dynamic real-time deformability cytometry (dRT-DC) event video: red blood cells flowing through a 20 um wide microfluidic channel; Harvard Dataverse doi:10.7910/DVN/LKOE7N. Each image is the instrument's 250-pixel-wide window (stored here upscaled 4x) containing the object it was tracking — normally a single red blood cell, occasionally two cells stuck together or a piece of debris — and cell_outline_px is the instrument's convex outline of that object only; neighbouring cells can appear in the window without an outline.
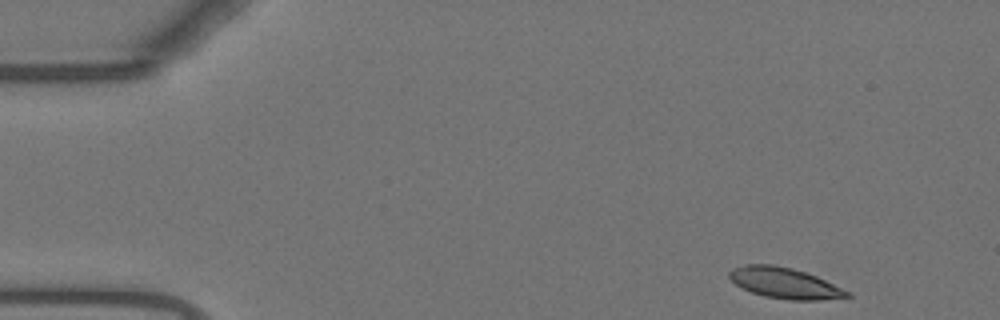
{"species": "Egyptian fruit bat (a non-hibernating species)", "species_latin": "Rousettus aegyptiacus", "temperature_condition": "warm", "stored_images_in_passage": 50, "camera_frame_rate_fps": 3000, "um_per_image_px": 0.085, "animal": {"sex": "female"}, "frame": {"image": 1, "passage_image": 1, "time_ms": 0.0, "image_size_px": [1000, 320], "cell_outline_px": [[852, 296], [820, 300], [788, 300], [764, 296], [752, 292], [736, 284], [728, 276], [728, 272], [732, 268], [744, 264], [772, 264], [792, 268], [816, 276], [848, 292]], "centroid_in_image_um": [66.64, 24.05], "position_along_channel_um": 18.4, "area_um2": 20.87}}
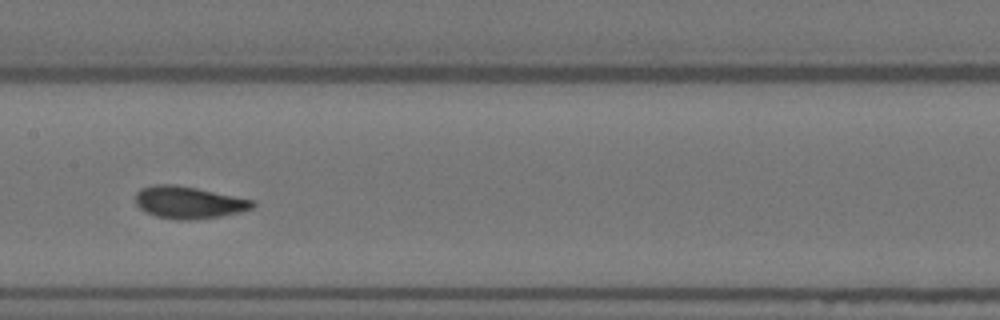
{"frame": {"image": 2, "passage_image": 23, "time_ms": 7.333, "image_size_px": [1000, 320], "cell_outline_px": [[256, 204], [252, 208], [240, 212], [220, 216], [192, 220], [176, 220], [156, 216], [140, 208], [136, 204], [136, 192], [140, 188], [152, 184], [176, 184], [256, 200]], "centroid_in_image_um": [16.04, 17.2], "position_along_channel_um": 191.4, "area_um2": 22.08}}
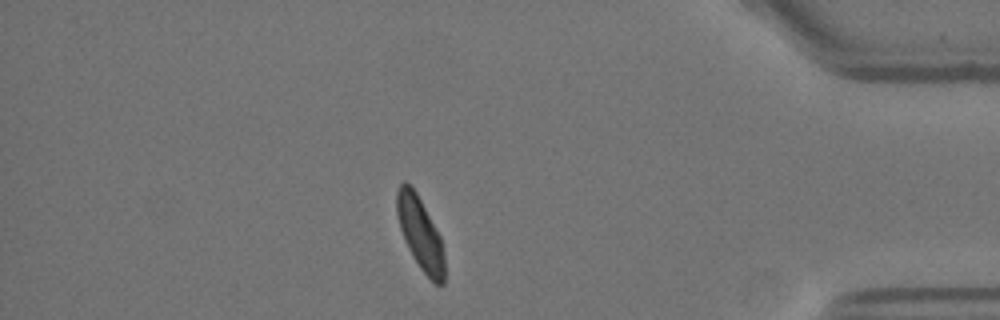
{"frame": {"image": 3, "passage_image": 43, "time_ms": 14.0, "image_size_px": [1000, 320], "cell_outline_px": [[444, 284], [436, 284], [420, 268], [412, 256], [404, 240], [396, 216], [396, 192], [400, 184], [404, 180], [416, 192], [440, 236], [444, 256]], "centroid_in_image_um": [35.69, 19.83], "position_along_channel_um": 399.5, "area_um2": 19.94}, "authors_computed_cell_mechanics": {"area_um2": 21.5016, "velocity_mm_per_s": 3.6923, "shape_relaxation_time_tau1_ms": 4.5313, "shape_relaxation_time_tau2_ms": 0.9614, "deformation_change_tau1": 0.1594, "deformation_change_tau2": 0.0574}}